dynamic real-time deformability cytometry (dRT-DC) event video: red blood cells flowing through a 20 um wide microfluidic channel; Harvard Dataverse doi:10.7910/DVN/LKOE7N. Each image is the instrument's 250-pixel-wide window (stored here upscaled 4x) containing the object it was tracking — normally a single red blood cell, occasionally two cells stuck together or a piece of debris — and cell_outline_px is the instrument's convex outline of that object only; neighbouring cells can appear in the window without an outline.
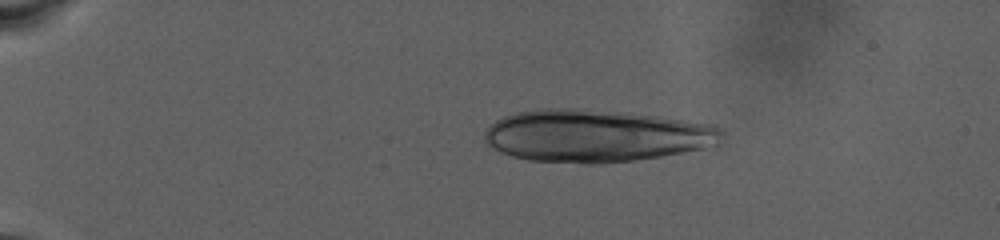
{"species": "human", "species_latin": "Homo sapiens", "temperature_condition": "warm", "stored_images_in_passage": 16, "camera_frame_rate_fps": 3000, "um_per_image_px": 0.085, "donor": {"sex": "male"}, "frame": {"image": 1, "passage_image": 1, "time_ms": 0.0, "image_size_px": [1000, 240], "cell_outline_px": [[724, 136], [720, 144], [704, 148], [660, 156], [632, 160], [596, 164], [584, 164], [528, 160], [512, 156], [500, 152], [488, 144], [484, 140], [484, 132], [496, 120], [504, 116], [516, 112], [536, 108], [572, 108], [624, 112], [656, 116], [716, 124], [724, 132]], "centroid_in_image_um": [50.67, 11.53], "position_along_channel_um": 34.3, "area_um2": 72.94}}